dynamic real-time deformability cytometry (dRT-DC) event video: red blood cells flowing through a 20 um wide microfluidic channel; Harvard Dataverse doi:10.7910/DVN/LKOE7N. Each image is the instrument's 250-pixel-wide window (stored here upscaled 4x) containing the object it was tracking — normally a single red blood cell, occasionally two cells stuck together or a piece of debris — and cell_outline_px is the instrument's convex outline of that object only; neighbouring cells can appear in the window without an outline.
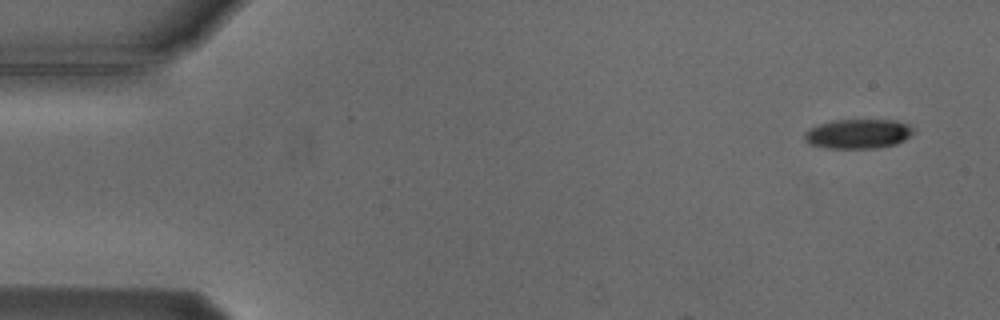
{"species": "Egyptian fruit bat (a non-hibernating species)", "species_latin": "Rousettus aegyptiacus", "temperature_condition": "cold", "stored_images_in_passage": 7, "camera_frame_rate_fps": 3000, "um_per_image_px": 0.085, "animal": {"sex": "male"}, "frame": {"image": 1, "passage_image": 1, "time_ms": 0.0, "image_size_px": [1000, 320], "cell_outline_px": [[916, 132], [904, 140], [896, 144], [876, 148], [828, 148], [808, 144], [804, 140], [804, 132], [808, 128], [832, 120], [896, 120], [908, 124]], "centroid_in_image_um": [72.93, 11.37], "position_along_channel_um": 12.1, "area_um2": 18.9}}
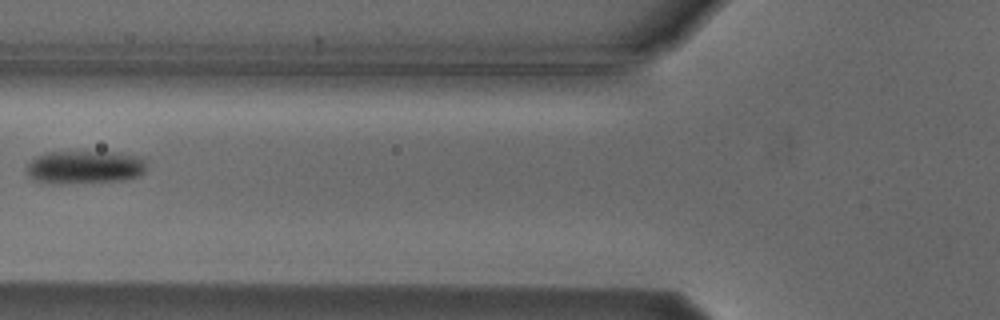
{"frame": {"image": 2, "passage_image": 6, "time_ms": 6.0, "image_size_px": [1000, 320], "cell_outline_px": [[148, 164], [144, 172], [140, 176], [124, 180], [32, 180], [28, 176], [24, 168], [36, 156], [48, 152], [116, 152], [136, 156], [144, 160]], "centroid_in_image_um": [7.25, 14.14], "position_along_channel_um": 118.6, "area_um2": 22.08}}
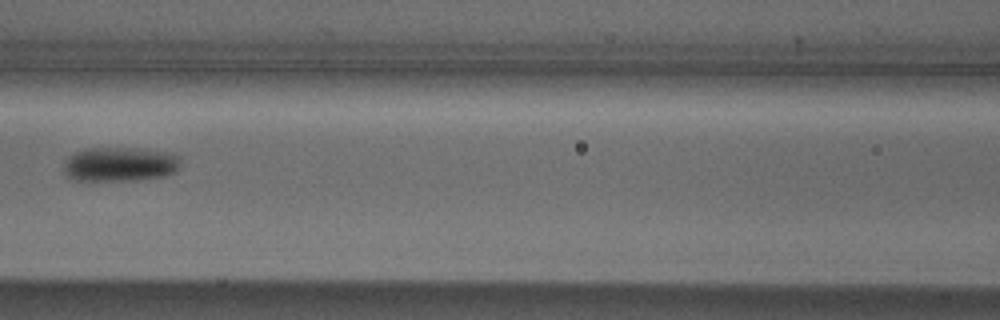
{"frame": {"image": 3, "passage_image": 7, "time_ms": 7.0, "image_size_px": [1000, 320], "cell_outline_px": [[180, 168], [176, 172], [164, 176], [140, 180], [72, 180], [64, 172], [64, 164], [68, 156], [84, 148], [140, 148], [172, 152], [180, 156]], "centroid_in_image_um": [10.24, 13.95], "position_along_channel_um": 156.4, "area_um2": 23.81}}